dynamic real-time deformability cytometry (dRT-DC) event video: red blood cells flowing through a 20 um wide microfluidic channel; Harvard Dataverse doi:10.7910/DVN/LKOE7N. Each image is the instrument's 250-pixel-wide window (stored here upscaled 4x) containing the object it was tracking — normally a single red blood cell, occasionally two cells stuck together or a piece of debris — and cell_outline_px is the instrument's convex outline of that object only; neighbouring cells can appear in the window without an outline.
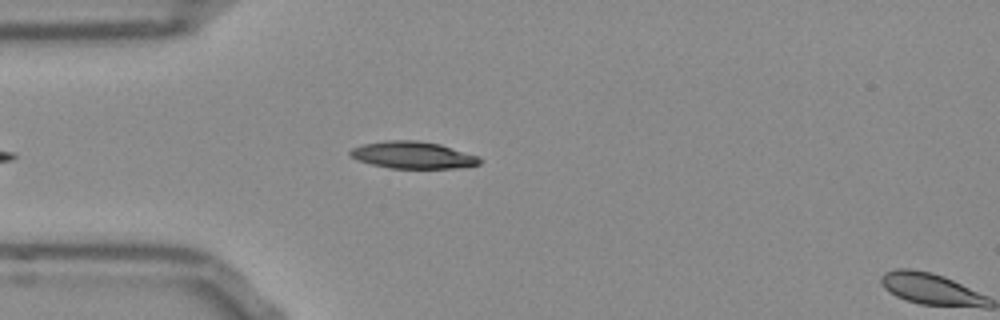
{"species": "Egyptian fruit bat (a non-hibernating species)", "species_latin": "Rousettus aegyptiacus", "temperature_condition": "room temperature", "stored_images_in_passage": 10, "camera_frame_rate_fps": 3000, "um_per_image_px": 0.085, "frame": {"image": 1, "passage_image": 9, "time_ms": 2.667, "image_size_px": [1000, 320], "cell_outline_px": [[480, 164], [464, 168], [392, 168], [372, 164], [356, 160], [348, 156], [348, 152], [352, 148], [364, 144], [388, 140], [416, 140], [440, 144], [476, 156], [480, 160]], "centroid_in_image_um": [35.05, 13.18], "position_along_channel_um": 49.9, "area_um2": 20.29}}